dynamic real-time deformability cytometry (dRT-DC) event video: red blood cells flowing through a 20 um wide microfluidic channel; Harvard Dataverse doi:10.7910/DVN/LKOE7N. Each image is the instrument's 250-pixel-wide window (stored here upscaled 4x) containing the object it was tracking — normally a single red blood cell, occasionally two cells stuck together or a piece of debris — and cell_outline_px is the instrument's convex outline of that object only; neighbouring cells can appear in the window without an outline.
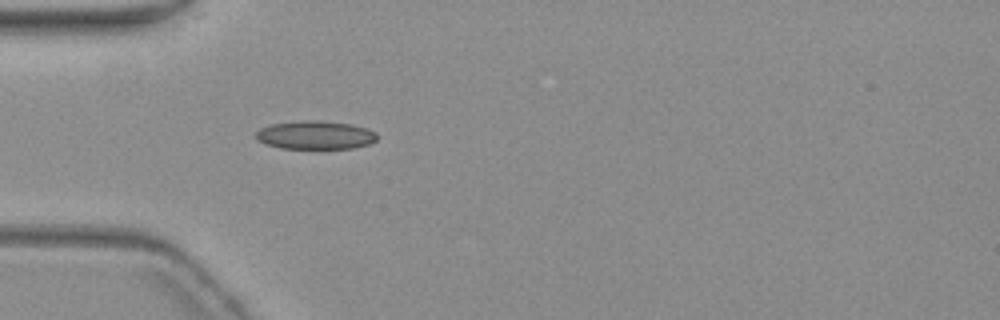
{"species": "common noctule bat (a hibernating species)", "species_latin": "Nyctalus noctula", "temperature_condition": "warm", "stored_images_in_passage": 5, "camera_frame_rate_fps": 3000, "um_per_image_px": 0.085, "animal": {"sex": "female", "body_mass_g": 19.3, "forearm_length_mm": 54.1}, "frame": {"image": 1, "passage_image": 5, "time_ms": 6.667, "image_size_px": [1000, 320], "cell_outline_px": [[376, 140], [368, 144], [352, 148], [280, 148], [264, 144], [256, 140], [256, 132], [260, 128], [272, 124], [304, 120], [316, 120], [352, 124], [376, 132]], "centroid_in_image_um": [26.76, 11.48], "position_along_channel_um": 58.2, "area_um2": 19.94}}